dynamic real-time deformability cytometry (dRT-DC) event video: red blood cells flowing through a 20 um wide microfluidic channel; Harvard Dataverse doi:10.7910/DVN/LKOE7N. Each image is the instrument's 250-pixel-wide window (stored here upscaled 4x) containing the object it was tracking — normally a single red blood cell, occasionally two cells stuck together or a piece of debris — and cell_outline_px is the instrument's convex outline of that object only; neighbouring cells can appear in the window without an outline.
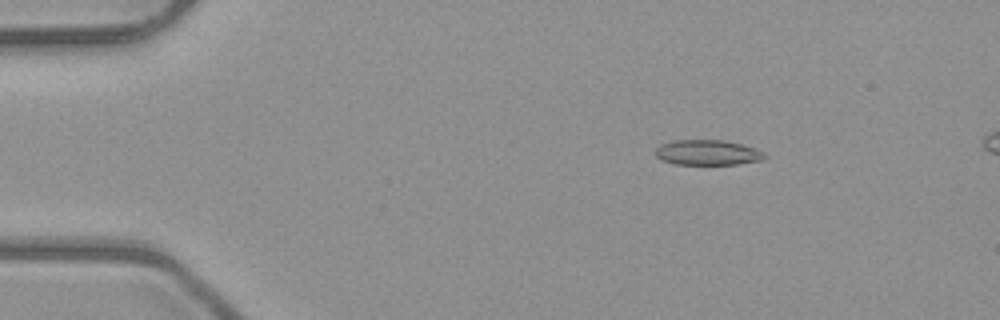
{"species": "common noctule bat (a hibernating species)", "species_latin": "Nyctalus noctula", "temperature_condition": "room temperature", "stored_images_in_passage": 3, "camera_frame_rate_fps": 3000, "um_per_image_px": 0.085, "animal": {"sex": "male", "body_mass_g": 23.1, "forearm_length_mm": 52.7}, "frame": {"image": 1, "passage_image": 1, "time_ms": 0.0, "image_size_px": [1000, 320], "cell_outline_px": [[768, 156], [764, 160], [736, 164], [676, 164], [660, 160], [656, 156], [656, 148], [660, 144], [672, 140], [724, 140], [740, 144], [764, 152]], "centroid_in_image_um": [60.13, 12.97], "position_along_channel_um": 24.9, "area_um2": 16.07}}